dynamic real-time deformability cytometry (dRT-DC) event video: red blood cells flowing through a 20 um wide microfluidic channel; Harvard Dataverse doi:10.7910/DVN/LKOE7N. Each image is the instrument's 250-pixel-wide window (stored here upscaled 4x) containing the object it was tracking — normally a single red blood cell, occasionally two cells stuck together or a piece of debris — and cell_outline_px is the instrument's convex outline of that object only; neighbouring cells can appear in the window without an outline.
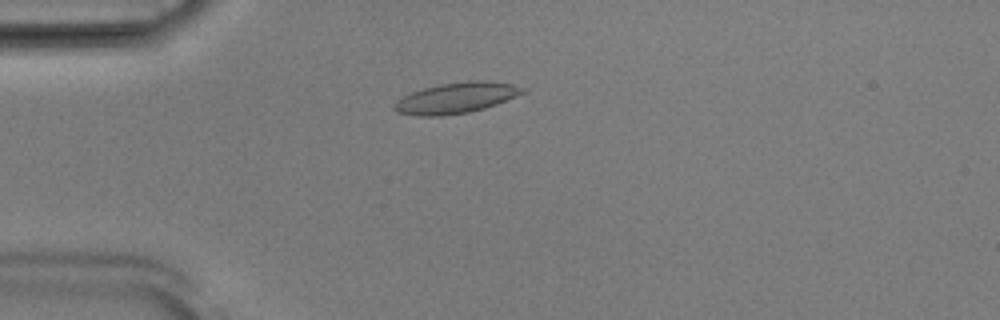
{"species": "Egyptian fruit bat (a non-hibernating species)", "species_latin": "Rousettus aegyptiacus", "temperature_condition": "room temperature", "stored_images_in_passage": 53, "camera_frame_rate_fps": 3000, "um_per_image_px": 0.085, "animal": {"sex": "male"}, "frame": {"image": 1, "passage_image": 14, "time_ms": 4.333, "image_size_px": [1000, 320], "cell_outline_px": [[528, 88], [524, 92], [496, 104], [484, 108], [468, 112], [440, 116], [416, 116], [396, 112], [392, 108], [392, 104], [396, 100], [412, 92], [424, 88], [440, 84], [468, 80], [484, 80], [512, 84]], "centroid_in_image_um": [38.74, 8.32], "position_along_channel_um": 46.3, "area_um2": 23.0}}
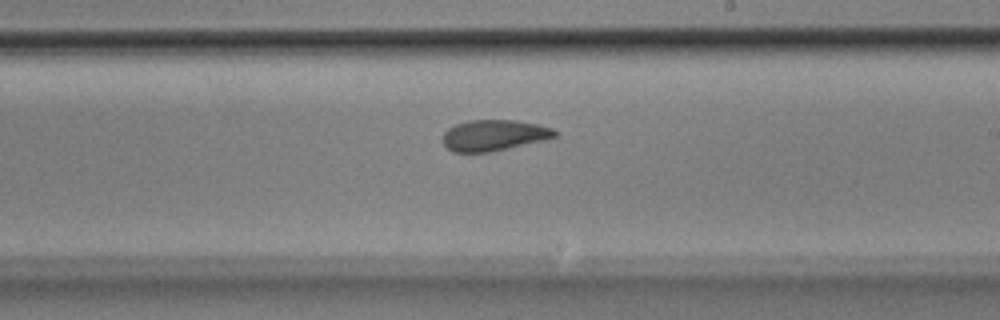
{"frame": {"image": 2, "passage_image": 31, "time_ms": 10.0, "image_size_px": [1000, 320], "cell_outline_px": [[556, 136], [544, 140], [488, 152], [452, 152], [444, 144], [444, 132], [448, 128], [456, 124], [468, 120], [516, 120], [536, 124], [552, 128], [556, 132]], "centroid_in_image_um": [41.96, 11.49], "position_along_channel_um": 247.0, "area_um2": 19.94}}
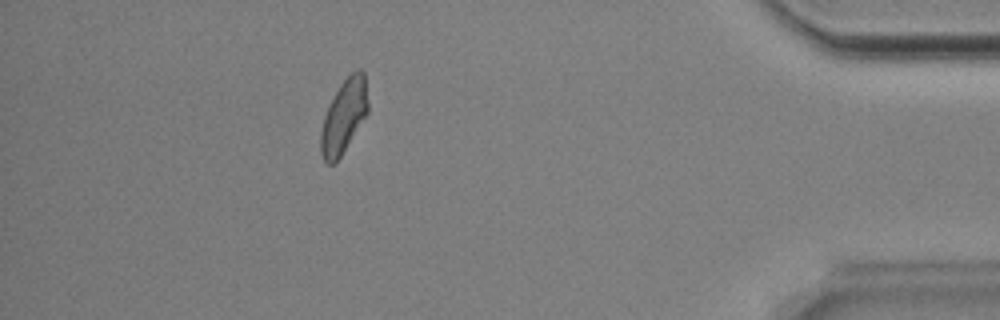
{"frame": {"image": 3, "passage_image": 47, "time_ms": 15.333, "image_size_px": [1000, 320], "cell_outline_px": [[368, 112], [336, 164], [328, 164], [324, 160], [320, 152], [320, 132], [324, 116], [340, 84], [356, 68], [360, 68], [364, 72], [368, 104]], "centroid_in_image_um": [29.22, 9.91], "position_along_channel_um": 406.0, "area_um2": 20.11}, "authors_computed_cell_mechanics": {"area_um2": 20.6924, "velocity_mm_per_s": 3.8687, "shape_relaxation_time_tau1_ms": 5.8082, "shape_relaxation_time_tau2_ms": 1.9797, "deformation_change_tau1": 0.143, "deformation_change_tau2": 0.073}}